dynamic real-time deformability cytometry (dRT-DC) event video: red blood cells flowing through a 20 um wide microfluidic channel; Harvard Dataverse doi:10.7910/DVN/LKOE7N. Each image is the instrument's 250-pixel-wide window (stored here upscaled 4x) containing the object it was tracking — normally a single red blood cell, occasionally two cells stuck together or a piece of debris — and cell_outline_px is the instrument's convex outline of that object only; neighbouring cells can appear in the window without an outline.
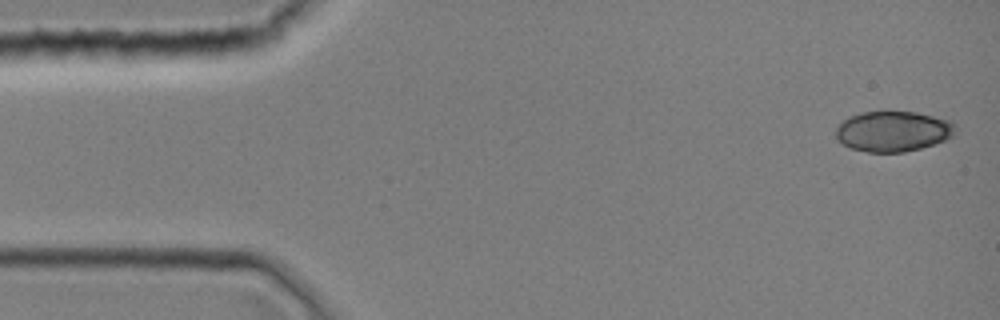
{"species": "common noctule bat (a hibernating species)", "species_latin": "Nyctalus noctula", "temperature_condition": "room temperature", "stored_images_in_passage": 11, "camera_frame_rate_fps": 3000, "um_per_image_px": 0.085, "animal": {"sex": "female", "body_mass_g": 19.0, "forearm_length_mm": 51.5}, "frame": {"image": 1, "passage_image": 1, "time_ms": 0.0, "image_size_px": [1000, 320], "cell_outline_px": [[956, 132], [952, 136], [944, 140], [920, 148], [904, 152], [868, 152], [852, 148], [836, 140], [836, 128], [848, 116], [860, 112], [888, 108], [916, 112], [952, 120], [956, 124]], "centroid_in_image_um": [75.91, 11.1], "position_along_channel_um": 9.1, "area_um2": 29.02}}
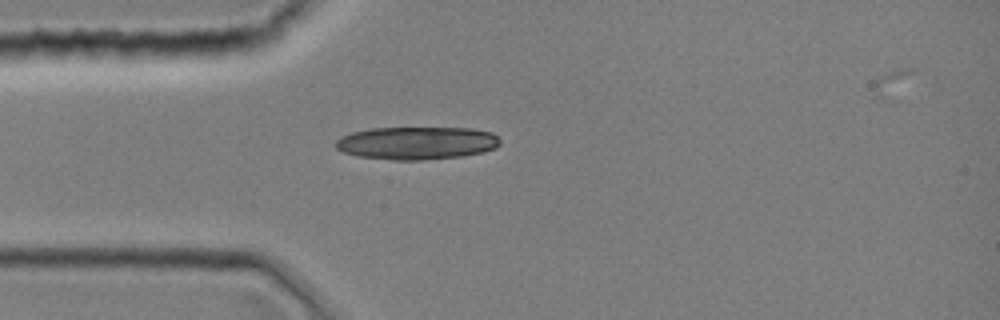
{"frame": {"image": 2, "passage_image": 10, "time_ms": 3.0, "image_size_px": [1000, 320], "cell_outline_px": [[500, 144], [496, 148], [484, 152], [460, 156], [424, 160], [392, 160], [360, 156], [344, 152], [336, 148], [336, 140], [340, 136], [352, 132], [372, 128], [472, 128], [492, 132], [500, 140]], "centroid_in_image_um": [35.44, 12.15], "position_along_channel_um": 49.6, "area_um2": 31.5}}